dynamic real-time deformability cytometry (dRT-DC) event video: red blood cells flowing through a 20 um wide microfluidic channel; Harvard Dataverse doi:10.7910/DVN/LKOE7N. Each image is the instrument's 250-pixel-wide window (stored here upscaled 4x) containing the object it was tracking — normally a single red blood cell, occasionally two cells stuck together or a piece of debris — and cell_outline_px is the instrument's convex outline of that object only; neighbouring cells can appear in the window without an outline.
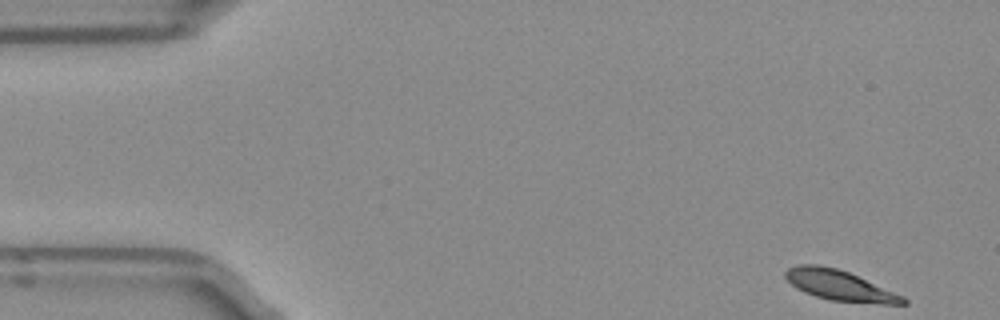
{"species": "Egyptian fruit bat (a non-hibernating species)", "species_latin": "Rousettus aegyptiacus", "temperature_condition": "room temperature", "stored_images_in_passage": 49, "camera_frame_rate_fps": 3000, "um_per_image_px": 0.085, "frame": {"image": 1, "passage_image": 1, "time_ms": 0.0, "image_size_px": [1000, 320], "cell_outline_px": [[908, 304], [880, 304], [828, 300], [804, 292], [796, 288], [784, 276], [784, 272], [788, 268], [800, 264], [816, 264], [836, 268], [848, 272], [904, 296], [908, 300]], "centroid_in_image_um": [71.38, 24.27], "position_along_channel_um": 13.6, "area_um2": 20.75}}
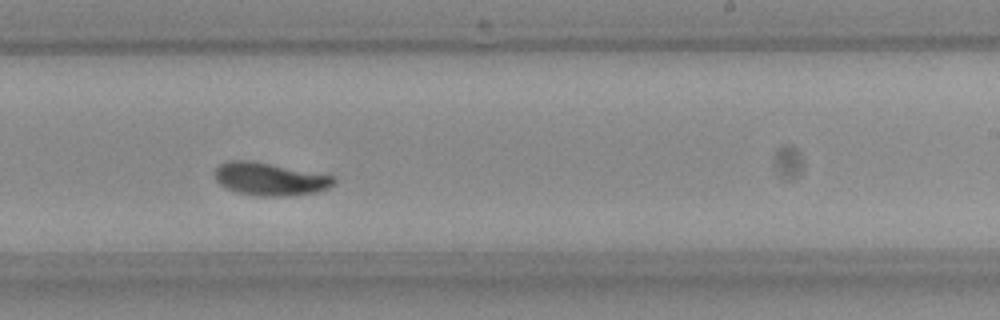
{"frame": {"image": 2, "passage_image": 29, "time_ms": 9.333, "image_size_px": [1000, 320], "cell_outline_px": [[336, 180], [328, 188], [316, 192], [288, 196], [256, 196], [236, 192], [224, 188], [216, 180], [212, 172], [220, 164], [228, 160], [248, 160], [332, 176]], "centroid_in_image_um": [22.85, 15.23], "position_along_channel_um": 266.2, "area_um2": 22.6}}
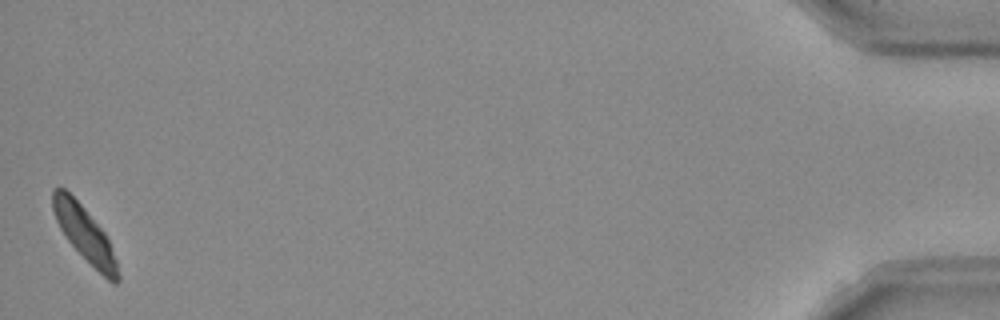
{"frame": {"image": 3, "passage_image": 49, "time_ms": 16.0, "image_size_px": [1000, 320], "cell_outline_px": [[120, 280], [116, 284], [112, 284], [68, 240], [60, 228], [56, 220], [52, 208], [52, 188], [64, 188], [80, 204], [104, 232], [108, 240], [116, 260], [120, 276]], "centroid_in_image_um": [7.19, 19.88], "position_along_channel_um": 428.0, "area_um2": 20.06}, "authors_computed_cell_mechanics": {"area_um2": 22.0218, "velocity_mm_per_s": 3.8902, "shape_relaxation_time_tau1_ms": 4.0689, "shape_relaxation_time_tau2_ms": 2.045, "deformation_change_tau1": 0.1373, "deformation_change_tau2": 0.0462}}